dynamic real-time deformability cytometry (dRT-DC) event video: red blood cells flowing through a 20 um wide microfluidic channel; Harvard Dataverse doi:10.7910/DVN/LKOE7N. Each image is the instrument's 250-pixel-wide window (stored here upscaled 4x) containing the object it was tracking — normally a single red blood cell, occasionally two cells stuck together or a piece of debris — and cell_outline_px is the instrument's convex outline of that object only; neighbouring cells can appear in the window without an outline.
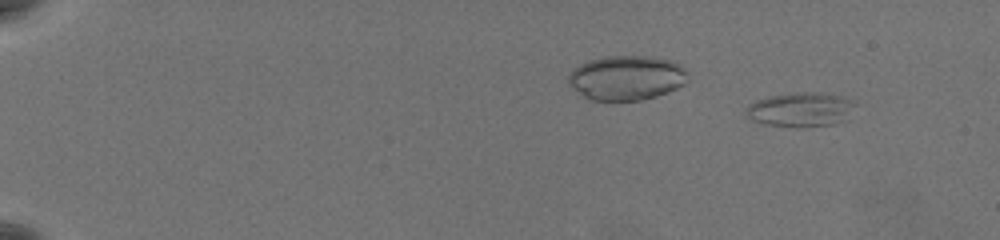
{"species": "common noctule bat (a hibernating species)", "species_latin": "Nyctalus noctula", "temperature_condition": "warm", "stored_images_in_passage": 60, "camera_frame_rate_fps": 3000, "um_per_image_px": 0.085, "animal": {"sex": "female", "body_mass_g": 19.5, "forearm_length_mm": 54.1}, "frame": {"image": 1, "passage_image": 6, "time_ms": 1.667, "image_size_px": [1000, 240], "cell_outline_px": [[856, 104], [832, 124], [764, 124], [752, 120], [748, 116], [748, 104], [756, 100], [768, 96], [796, 92], [816, 92], [856, 100]], "centroid_in_image_um": [67.96, 9.24], "position_along_channel_um": 17.0, "area_um2": 20.23}}
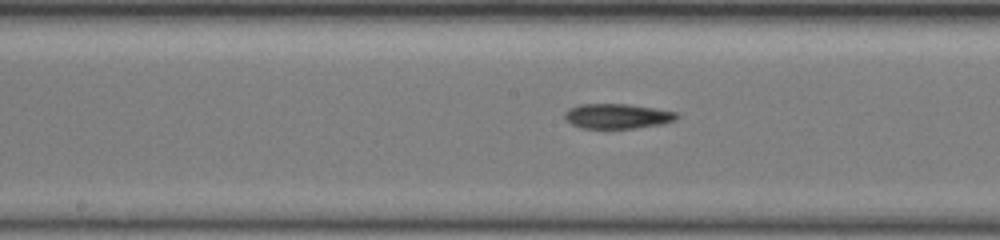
{"frame": {"image": 2, "passage_image": 35, "time_ms": 11.333, "image_size_px": [1000, 240], "cell_outline_px": [[680, 116], [676, 120], [660, 124], [632, 128], [584, 128], [572, 124], [564, 116], [564, 112], [568, 108], [580, 104], [628, 104], [676, 112]], "centroid_in_image_um": [52.46, 9.86], "position_along_channel_um": 195.7, "area_um2": 16.07}}
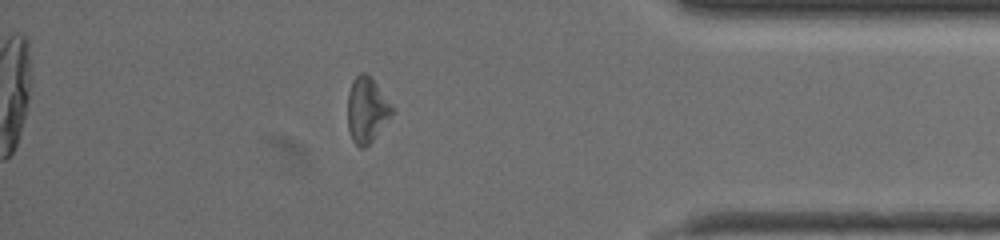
{"frame": {"image": 3, "passage_image": 54, "time_ms": 17.667, "image_size_px": [1000, 240], "cell_outline_px": [[392, 112], [372, 140], [364, 148], [360, 148], [352, 140], [348, 128], [348, 92], [352, 80], [360, 72], [364, 72], [372, 76], [392, 108]], "centroid_in_image_um": [31.12, 9.3], "position_along_channel_um": 404.1, "area_um2": 16.47}}